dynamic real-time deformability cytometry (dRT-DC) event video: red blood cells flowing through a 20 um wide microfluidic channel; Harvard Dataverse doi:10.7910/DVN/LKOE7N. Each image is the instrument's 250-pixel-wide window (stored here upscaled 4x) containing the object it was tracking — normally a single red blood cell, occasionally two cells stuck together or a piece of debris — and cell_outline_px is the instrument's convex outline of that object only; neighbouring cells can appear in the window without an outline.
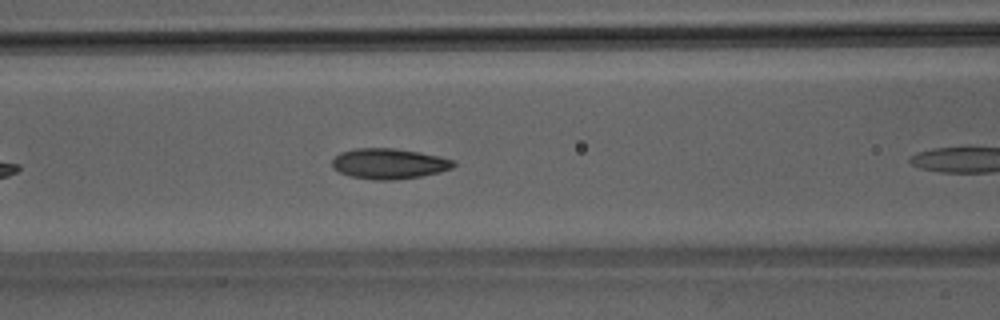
{"species": "Egyptian fruit bat (a non-hibernating species)", "species_latin": "Rousettus aegyptiacus", "temperature_condition": "room temperature", "stored_images_in_passage": 11, "camera_frame_rate_fps": 3000, "um_per_image_px": 0.085, "animal": {"sex": "male"}, "frame": {"image": 1, "passage_image": 10, "time_ms": 3.0, "image_size_px": [1000, 320], "cell_outline_px": [[456, 164], [452, 168], [440, 172], [420, 176], [392, 180], [372, 180], [352, 176], [340, 172], [332, 168], [332, 160], [340, 152], [356, 148], [392, 148], [420, 152], [440, 156], [456, 160]], "centroid_in_image_um": [33.08, 13.9], "position_along_channel_um": 133.5, "area_um2": 21.62}}